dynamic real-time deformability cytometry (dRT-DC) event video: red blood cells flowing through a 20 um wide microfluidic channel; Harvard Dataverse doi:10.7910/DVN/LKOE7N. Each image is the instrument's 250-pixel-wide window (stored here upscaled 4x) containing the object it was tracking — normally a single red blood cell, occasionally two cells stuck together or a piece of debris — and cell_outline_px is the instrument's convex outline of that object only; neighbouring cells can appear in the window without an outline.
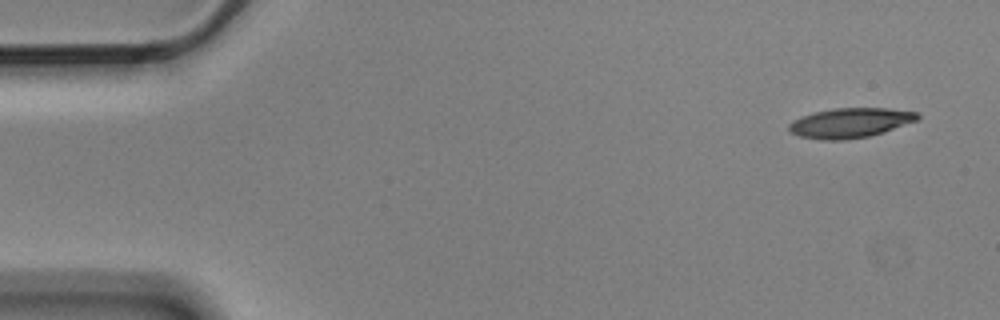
{"species": "Egyptian fruit bat (a non-hibernating species)", "species_latin": "Rousettus aegyptiacus", "temperature_condition": "cold", "stored_images_in_passage": 4, "camera_frame_rate_fps": 3000, "um_per_image_px": 0.085, "animal": {"sex": "male"}, "frame": {"image": 1, "passage_image": 1, "time_ms": 0.0, "image_size_px": [1000, 320], "cell_outline_px": [[920, 116], [916, 120], [884, 132], [868, 136], [844, 140], [824, 140], [800, 136], [792, 132], [788, 128], [788, 124], [792, 120], [800, 116], [812, 112], [832, 108], [888, 108], [916, 112]], "centroid_in_image_um": [72.22, 10.43], "position_along_channel_um": 12.8, "area_um2": 22.25}}